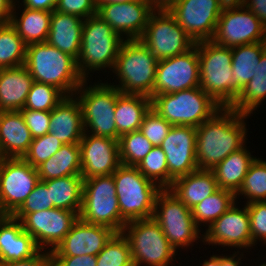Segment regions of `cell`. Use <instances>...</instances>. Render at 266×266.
Wrapping results in <instances>:
<instances>
[{"label":"cell","mask_w":266,"mask_h":266,"mask_svg":"<svg viewBox=\"0 0 266 266\" xmlns=\"http://www.w3.org/2000/svg\"><path fill=\"white\" fill-rule=\"evenodd\" d=\"M243 115L232 108H221L196 127L198 169L212 170L232 152L246 144L247 126Z\"/></svg>","instance_id":"6da1fadb"},{"label":"cell","mask_w":266,"mask_h":266,"mask_svg":"<svg viewBox=\"0 0 266 266\" xmlns=\"http://www.w3.org/2000/svg\"><path fill=\"white\" fill-rule=\"evenodd\" d=\"M25 66L35 82L59 89L65 96H72L85 81L77 60L47 42L27 45Z\"/></svg>","instance_id":"7a4b0ae2"},{"label":"cell","mask_w":266,"mask_h":266,"mask_svg":"<svg viewBox=\"0 0 266 266\" xmlns=\"http://www.w3.org/2000/svg\"><path fill=\"white\" fill-rule=\"evenodd\" d=\"M200 88L222 108H230L241 89L232 78V50L213 40L197 43Z\"/></svg>","instance_id":"3957f363"},{"label":"cell","mask_w":266,"mask_h":266,"mask_svg":"<svg viewBox=\"0 0 266 266\" xmlns=\"http://www.w3.org/2000/svg\"><path fill=\"white\" fill-rule=\"evenodd\" d=\"M158 60L140 39H124L113 68L121 93L152 98Z\"/></svg>","instance_id":"277c9868"},{"label":"cell","mask_w":266,"mask_h":266,"mask_svg":"<svg viewBox=\"0 0 266 266\" xmlns=\"http://www.w3.org/2000/svg\"><path fill=\"white\" fill-rule=\"evenodd\" d=\"M122 38L113 28L95 14L84 20L81 50L77 59V66L84 80H88V75L93 71L113 68Z\"/></svg>","instance_id":"5b68a950"},{"label":"cell","mask_w":266,"mask_h":266,"mask_svg":"<svg viewBox=\"0 0 266 266\" xmlns=\"http://www.w3.org/2000/svg\"><path fill=\"white\" fill-rule=\"evenodd\" d=\"M151 108L172 126L198 127L222 107L200 86L151 98Z\"/></svg>","instance_id":"8992f818"},{"label":"cell","mask_w":266,"mask_h":266,"mask_svg":"<svg viewBox=\"0 0 266 266\" xmlns=\"http://www.w3.org/2000/svg\"><path fill=\"white\" fill-rule=\"evenodd\" d=\"M112 175L121 217L126 222L152 218L156 197L162 189L136 166L121 164Z\"/></svg>","instance_id":"52a82bcc"},{"label":"cell","mask_w":266,"mask_h":266,"mask_svg":"<svg viewBox=\"0 0 266 266\" xmlns=\"http://www.w3.org/2000/svg\"><path fill=\"white\" fill-rule=\"evenodd\" d=\"M87 84L85 80L74 92V95L79 94L76 99L81 107L85 132L117 140L115 105L119 89L108 82Z\"/></svg>","instance_id":"ba28073f"},{"label":"cell","mask_w":266,"mask_h":266,"mask_svg":"<svg viewBox=\"0 0 266 266\" xmlns=\"http://www.w3.org/2000/svg\"><path fill=\"white\" fill-rule=\"evenodd\" d=\"M121 233L130 245L134 266L173 265L177 251L170 245L153 217L129 221Z\"/></svg>","instance_id":"9c48e42d"},{"label":"cell","mask_w":266,"mask_h":266,"mask_svg":"<svg viewBox=\"0 0 266 266\" xmlns=\"http://www.w3.org/2000/svg\"><path fill=\"white\" fill-rule=\"evenodd\" d=\"M79 218L89 224L109 227L121 233L127 223L120 213L113 175L84 179Z\"/></svg>","instance_id":"30bf717a"},{"label":"cell","mask_w":266,"mask_h":266,"mask_svg":"<svg viewBox=\"0 0 266 266\" xmlns=\"http://www.w3.org/2000/svg\"><path fill=\"white\" fill-rule=\"evenodd\" d=\"M153 219L159 224L170 245L179 250L181 247L194 246L193 242L203 240L201 230L195 224L192 210L181 202L169 189H162L155 201Z\"/></svg>","instance_id":"8fae6325"},{"label":"cell","mask_w":266,"mask_h":266,"mask_svg":"<svg viewBox=\"0 0 266 266\" xmlns=\"http://www.w3.org/2000/svg\"><path fill=\"white\" fill-rule=\"evenodd\" d=\"M139 39L158 61L185 53L195 45L168 10H154Z\"/></svg>","instance_id":"7c38bea8"},{"label":"cell","mask_w":266,"mask_h":266,"mask_svg":"<svg viewBox=\"0 0 266 266\" xmlns=\"http://www.w3.org/2000/svg\"><path fill=\"white\" fill-rule=\"evenodd\" d=\"M39 181L37 168L23 158L0 159V215H12Z\"/></svg>","instance_id":"4fadbf2b"},{"label":"cell","mask_w":266,"mask_h":266,"mask_svg":"<svg viewBox=\"0 0 266 266\" xmlns=\"http://www.w3.org/2000/svg\"><path fill=\"white\" fill-rule=\"evenodd\" d=\"M212 40L228 48L266 42V26L243 4L223 8Z\"/></svg>","instance_id":"5bb4252c"},{"label":"cell","mask_w":266,"mask_h":266,"mask_svg":"<svg viewBox=\"0 0 266 266\" xmlns=\"http://www.w3.org/2000/svg\"><path fill=\"white\" fill-rule=\"evenodd\" d=\"M200 86L197 43L185 53L160 60L156 67L154 96Z\"/></svg>","instance_id":"9a60e30c"},{"label":"cell","mask_w":266,"mask_h":266,"mask_svg":"<svg viewBox=\"0 0 266 266\" xmlns=\"http://www.w3.org/2000/svg\"><path fill=\"white\" fill-rule=\"evenodd\" d=\"M222 6L217 0H177L168 10L195 42L212 40Z\"/></svg>","instance_id":"2e32d148"},{"label":"cell","mask_w":266,"mask_h":266,"mask_svg":"<svg viewBox=\"0 0 266 266\" xmlns=\"http://www.w3.org/2000/svg\"><path fill=\"white\" fill-rule=\"evenodd\" d=\"M78 218L74 211L52 208L28 213L21 223L40 250L51 252L70 232Z\"/></svg>","instance_id":"e0dca14e"},{"label":"cell","mask_w":266,"mask_h":266,"mask_svg":"<svg viewBox=\"0 0 266 266\" xmlns=\"http://www.w3.org/2000/svg\"><path fill=\"white\" fill-rule=\"evenodd\" d=\"M236 203L207 228L203 233V244L251 249L253 242L247 205L238 208Z\"/></svg>","instance_id":"ac0fdd59"},{"label":"cell","mask_w":266,"mask_h":266,"mask_svg":"<svg viewBox=\"0 0 266 266\" xmlns=\"http://www.w3.org/2000/svg\"><path fill=\"white\" fill-rule=\"evenodd\" d=\"M160 147L166 155L169 188L175 179L198 169L196 160V127L172 126Z\"/></svg>","instance_id":"d6986e66"},{"label":"cell","mask_w":266,"mask_h":266,"mask_svg":"<svg viewBox=\"0 0 266 266\" xmlns=\"http://www.w3.org/2000/svg\"><path fill=\"white\" fill-rule=\"evenodd\" d=\"M153 11L154 9L146 0L105 3L97 6V15L126 39H139L142 36Z\"/></svg>","instance_id":"ffe728a7"},{"label":"cell","mask_w":266,"mask_h":266,"mask_svg":"<svg viewBox=\"0 0 266 266\" xmlns=\"http://www.w3.org/2000/svg\"><path fill=\"white\" fill-rule=\"evenodd\" d=\"M79 146L83 179L111 175L121 165L118 140L84 132Z\"/></svg>","instance_id":"44dd1931"},{"label":"cell","mask_w":266,"mask_h":266,"mask_svg":"<svg viewBox=\"0 0 266 266\" xmlns=\"http://www.w3.org/2000/svg\"><path fill=\"white\" fill-rule=\"evenodd\" d=\"M116 232L106 226L89 224L80 218L70 232L50 252L51 256H81L97 254L105 247Z\"/></svg>","instance_id":"7402d4cb"},{"label":"cell","mask_w":266,"mask_h":266,"mask_svg":"<svg viewBox=\"0 0 266 266\" xmlns=\"http://www.w3.org/2000/svg\"><path fill=\"white\" fill-rule=\"evenodd\" d=\"M39 251L33 237L23 230L20 220L11 215H0V263L30 259Z\"/></svg>","instance_id":"603a6c76"},{"label":"cell","mask_w":266,"mask_h":266,"mask_svg":"<svg viewBox=\"0 0 266 266\" xmlns=\"http://www.w3.org/2000/svg\"><path fill=\"white\" fill-rule=\"evenodd\" d=\"M77 95L66 96L52 111L49 133L62 144H79L85 132Z\"/></svg>","instance_id":"cb8c5ba5"},{"label":"cell","mask_w":266,"mask_h":266,"mask_svg":"<svg viewBox=\"0 0 266 266\" xmlns=\"http://www.w3.org/2000/svg\"><path fill=\"white\" fill-rule=\"evenodd\" d=\"M33 138L20 111L0 112L2 158H23Z\"/></svg>","instance_id":"d4e9b609"},{"label":"cell","mask_w":266,"mask_h":266,"mask_svg":"<svg viewBox=\"0 0 266 266\" xmlns=\"http://www.w3.org/2000/svg\"><path fill=\"white\" fill-rule=\"evenodd\" d=\"M84 19L67 13L52 11L46 42L76 60L81 50Z\"/></svg>","instance_id":"484cf974"},{"label":"cell","mask_w":266,"mask_h":266,"mask_svg":"<svg viewBox=\"0 0 266 266\" xmlns=\"http://www.w3.org/2000/svg\"><path fill=\"white\" fill-rule=\"evenodd\" d=\"M33 82L25 65L0 69V112L23 109Z\"/></svg>","instance_id":"4316f807"},{"label":"cell","mask_w":266,"mask_h":266,"mask_svg":"<svg viewBox=\"0 0 266 266\" xmlns=\"http://www.w3.org/2000/svg\"><path fill=\"white\" fill-rule=\"evenodd\" d=\"M218 189L213 172L201 169L175 179L169 188L190 209H193Z\"/></svg>","instance_id":"83f0119b"},{"label":"cell","mask_w":266,"mask_h":266,"mask_svg":"<svg viewBox=\"0 0 266 266\" xmlns=\"http://www.w3.org/2000/svg\"><path fill=\"white\" fill-rule=\"evenodd\" d=\"M151 108V98L139 94L119 93L115 105L117 140L123 134L139 130L144 116Z\"/></svg>","instance_id":"f1b7e54d"},{"label":"cell","mask_w":266,"mask_h":266,"mask_svg":"<svg viewBox=\"0 0 266 266\" xmlns=\"http://www.w3.org/2000/svg\"><path fill=\"white\" fill-rule=\"evenodd\" d=\"M19 3L20 0H15L10 20L19 36L27 45L46 42L50 30L52 12L22 7L24 9H22V13L18 17L19 13H16V6Z\"/></svg>","instance_id":"f546056e"},{"label":"cell","mask_w":266,"mask_h":266,"mask_svg":"<svg viewBox=\"0 0 266 266\" xmlns=\"http://www.w3.org/2000/svg\"><path fill=\"white\" fill-rule=\"evenodd\" d=\"M254 160V156L247 150L246 145L232 152L211 170L218 187L236 193L240 189L249 166Z\"/></svg>","instance_id":"4dcf8cb0"},{"label":"cell","mask_w":266,"mask_h":266,"mask_svg":"<svg viewBox=\"0 0 266 266\" xmlns=\"http://www.w3.org/2000/svg\"><path fill=\"white\" fill-rule=\"evenodd\" d=\"M39 180L81 175V150L79 144H63L48 160L37 167Z\"/></svg>","instance_id":"1f68e13d"},{"label":"cell","mask_w":266,"mask_h":266,"mask_svg":"<svg viewBox=\"0 0 266 266\" xmlns=\"http://www.w3.org/2000/svg\"><path fill=\"white\" fill-rule=\"evenodd\" d=\"M42 182L50 191V202L53 203L54 208L80 214L84 182L81 175H69Z\"/></svg>","instance_id":"d6a6232c"},{"label":"cell","mask_w":266,"mask_h":266,"mask_svg":"<svg viewBox=\"0 0 266 266\" xmlns=\"http://www.w3.org/2000/svg\"><path fill=\"white\" fill-rule=\"evenodd\" d=\"M233 82L242 89L256 75L262 53L266 50V42H258L232 47Z\"/></svg>","instance_id":"836d02e7"},{"label":"cell","mask_w":266,"mask_h":266,"mask_svg":"<svg viewBox=\"0 0 266 266\" xmlns=\"http://www.w3.org/2000/svg\"><path fill=\"white\" fill-rule=\"evenodd\" d=\"M266 99V50L260 57L256 75L241 89L230 107L243 115H251Z\"/></svg>","instance_id":"e575fe53"},{"label":"cell","mask_w":266,"mask_h":266,"mask_svg":"<svg viewBox=\"0 0 266 266\" xmlns=\"http://www.w3.org/2000/svg\"><path fill=\"white\" fill-rule=\"evenodd\" d=\"M235 202L237 201L234 192L219 188L191 209L195 224L198 227L203 224L209 227L232 207Z\"/></svg>","instance_id":"d590c367"},{"label":"cell","mask_w":266,"mask_h":266,"mask_svg":"<svg viewBox=\"0 0 266 266\" xmlns=\"http://www.w3.org/2000/svg\"><path fill=\"white\" fill-rule=\"evenodd\" d=\"M27 44L10 23H0V69L25 65Z\"/></svg>","instance_id":"8d00e7d4"},{"label":"cell","mask_w":266,"mask_h":266,"mask_svg":"<svg viewBox=\"0 0 266 266\" xmlns=\"http://www.w3.org/2000/svg\"><path fill=\"white\" fill-rule=\"evenodd\" d=\"M240 195L247 199L246 204L266 201V161L255 157L240 189L235 193L236 201Z\"/></svg>","instance_id":"74e56055"},{"label":"cell","mask_w":266,"mask_h":266,"mask_svg":"<svg viewBox=\"0 0 266 266\" xmlns=\"http://www.w3.org/2000/svg\"><path fill=\"white\" fill-rule=\"evenodd\" d=\"M120 162L126 166H137L154 147L140 130L119 137Z\"/></svg>","instance_id":"f35d334b"},{"label":"cell","mask_w":266,"mask_h":266,"mask_svg":"<svg viewBox=\"0 0 266 266\" xmlns=\"http://www.w3.org/2000/svg\"><path fill=\"white\" fill-rule=\"evenodd\" d=\"M136 167L147 179L157 184L161 189H169L166 155L160 146L153 147Z\"/></svg>","instance_id":"ab89813d"},{"label":"cell","mask_w":266,"mask_h":266,"mask_svg":"<svg viewBox=\"0 0 266 266\" xmlns=\"http://www.w3.org/2000/svg\"><path fill=\"white\" fill-rule=\"evenodd\" d=\"M96 258V266H134L130 245L122 233H116Z\"/></svg>","instance_id":"60d3db41"},{"label":"cell","mask_w":266,"mask_h":266,"mask_svg":"<svg viewBox=\"0 0 266 266\" xmlns=\"http://www.w3.org/2000/svg\"><path fill=\"white\" fill-rule=\"evenodd\" d=\"M65 97L56 87L34 81L23 109L51 112Z\"/></svg>","instance_id":"b9f144b4"},{"label":"cell","mask_w":266,"mask_h":266,"mask_svg":"<svg viewBox=\"0 0 266 266\" xmlns=\"http://www.w3.org/2000/svg\"><path fill=\"white\" fill-rule=\"evenodd\" d=\"M63 144L51 133L44 136L33 138L27 153L23 159L32 167L37 168L44 161L53 156Z\"/></svg>","instance_id":"7bdbcfd3"},{"label":"cell","mask_w":266,"mask_h":266,"mask_svg":"<svg viewBox=\"0 0 266 266\" xmlns=\"http://www.w3.org/2000/svg\"><path fill=\"white\" fill-rule=\"evenodd\" d=\"M52 208L54 206L50 202V191L42 181H39L34 190L11 216L21 221L28 213Z\"/></svg>","instance_id":"ee69618b"},{"label":"cell","mask_w":266,"mask_h":266,"mask_svg":"<svg viewBox=\"0 0 266 266\" xmlns=\"http://www.w3.org/2000/svg\"><path fill=\"white\" fill-rule=\"evenodd\" d=\"M172 125L162 118L155 110H150L144 116L140 131L154 147L161 145Z\"/></svg>","instance_id":"f6af8a7d"},{"label":"cell","mask_w":266,"mask_h":266,"mask_svg":"<svg viewBox=\"0 0 266 266\" xmlns=\"http://www.w3.org/2000/svg\"><path fill=\"white\" fill-rule=\"evenodd\" d=\"M246 205L249 212L253 246L258 244L256 242L266 244V201L253 202Z\"/></svg>","instance_id":"bcb514c9"},{"label":"cell","mask_w":266,"mask_h":266,"mask_svg":"<svg viewBox=\"0 0 266 266\" xmlns=\"http://www.w3.org/2000/svg\"><path fill=\"white\" fill-rule=\"evenodd\" d=\"M25 123L30 130L32 138L44 136L49 133L51 112L21 109Z\"/></svg>","instance_id":"7dc6e473"},{"label":"cell","mask_w":266,"mask_h":266,"mask_svg":"<svg viewBox=\"0 0 266 266\" xmlns=\"http://www.w3.org/2000/svg\"><path fill=\"white\" fill-rule=\"evenodd\" d=\"M55 11L86 19L97 14L94 0H57Z\"/></svg>","instance_id":"c3c4849f"},{"label":"cell","mask_w":266,"mask_h":266,"mask_svg":"<svg viewBox=\"0 0 266 266\" xmlns=\"http://www.w3.org/2000/svg\"><path fill=\"white\" fill-rule=\"evenodd\" d=\"M53 266H96L97 258L92 255L51 256Z\"/></svg>","instance_id":"681fc988"},{"label":"cell","mask_w":266,"mask_h":266,"mask_svg":"<svg viewBox=\"0 0 266 266\" xmlns=\"http://www.w3.org/2000/svg\"><path fill=\"white\" fill-rule=\"evenodd\" d=\"M0 266H53V262L50 252L40 250L30 259L0 263Z\"/></svg>","instance_id":"f907efd6"},{"label":"cell","mask_w":266,"mask_h":266,"mask_svg":"<svg viewBox=\"0 0 266 266\" xmlns=\"http://www.w3.org/2000/svg\"><path fill=\"white\" fill-rule=\"evenodd\" d=\"M239 253L240 251H236L235 253H233V255L230 256H223V254L222 256L212 255L210 256L209 260H204L202 266H240V263L242 264L241 259L242 257L244 258V254L243 252L241 254ZM238 255H240L241 257H239Z\"/></svg>","instance_id":"816d5d0a"},{"label":"cell","mask_w":266,"mask_h":266,"mask_svg":"<svg viewBox=\"0 0 266 266\" xmlns=\"http://www.w3.org/2000/svg\"><path fill=\"white\" fill-rule=\"evenodd\" d=\"M243 5L266 26V0H244Z\"/></svg>","instance_id":"f5cc1de1"},{"label":"cell","mask_w":266,"mask_h":266,"mask_svg":"<svg viewBox=\"0 0 266 266\" xmlns=\"http://www.w3.org/2000/svg\"><path fill=\"white\" fill-rule=\"evenodd\" d=\"M56 2L57 0H23L21 5L25 8L52 12L56 8Z\"/></svg>","instance_id":"db71d44e"},{"label":"cell","mask_w":266,"mask_h":266,"mask_svg":"<svg viewBox=\"0 0 266 266\" xmlns=\"http://www.w3.org/2000/svg\"><path fill=\"white\" fill-rule=\"evenodd\" d=\"M15 0H0V23H8L11 20Z\"/></svg>","instance_id":"11a10c76"},{"label":"cell","mask_w":266,"mask_h":266,"mask_svg":"<svg viewBox=\"0 0 266 266\" xmlns=\"http://www.w3.org/2000/svg\"><path fill=\"white\" fill-rule=\"evenodd\" d=\"M154 10H169L177 0H146Z\"/></svg>","instance_id":"9f6ffc18"},{"label":"cell","mask_w":266,"mask_h":266,"mask_svg":"<svg viewBox=\"0 0 266 266\" xmlns=\"http://www.w3.org/2000/svg\"><path fill=\"white\" fill-rule=\"evenodd\" d=\"M222 8H228L233 6H239L243 4L244 0H217Z\"/></svg>","instance_id":"6f0895ef"},{"label":"cell","mask_w":266,"mask_h":266,"mask_svg":"<svg viewBox=\"0 0 266 266\" xmlns=\"http://www.w3.org/2000/svg\"><path fill=\"white\" fill-rule=\"evenodd\" d=\"M96 6L100 4H105V3H126V2H131L134 0H94Z\"/></svg>","instance_id":"680465c9"},{"label":"cell","mask_w":266,"mask_h":266,"mask_svg":"<svg viewBox=\"0 0 266 266\" xmlns=\"http://www.w3.org/2000/svg\"><path fill=\"white\" fill-rule=\"evenodd\" d=\"M259 266H266V262L262 263V264H261V265H259Z\"/></svg>","instance_id":"91938a15"}]
</instances>
